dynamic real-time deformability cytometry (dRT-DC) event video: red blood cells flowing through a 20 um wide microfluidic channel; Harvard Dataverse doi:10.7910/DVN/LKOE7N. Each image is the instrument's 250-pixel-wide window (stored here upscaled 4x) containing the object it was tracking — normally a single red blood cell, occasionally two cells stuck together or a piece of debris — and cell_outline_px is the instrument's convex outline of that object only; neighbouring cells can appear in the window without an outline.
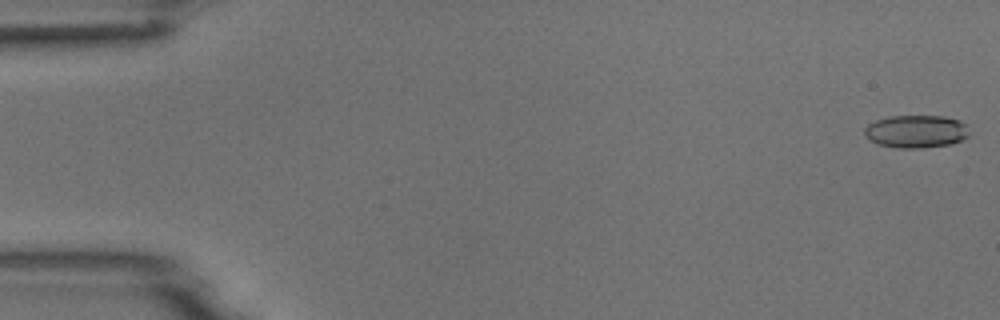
{"species": "common noctule bat (a hibernating species)", "species_latin": "Nyctalus noctula", "temperature_condition": "room temperature", "stored_images_in_passage": 6, "camera_frame_rate_fps": 3000, "um_per_image_px": 0.085, "animal": {"sex": "male", "body_mass_g": 18.8}, "frame": {"image": 1, "passage_image": 1, "time_ms": 0.0, "image_size_px": [1000, 320], "cell_outline_px": [[968, 136], [952, 144], [920, 148], [900, 148], [876, 144], [864, 132], [864, 128], [868, 124], [876, 120], [888, 116], [944, 116], [960, 120], [968, 124]], "centroid_in_image_um": [77.9, 11.16], "position_along_channel_um": 7.1, "area_um2": 20.06}}
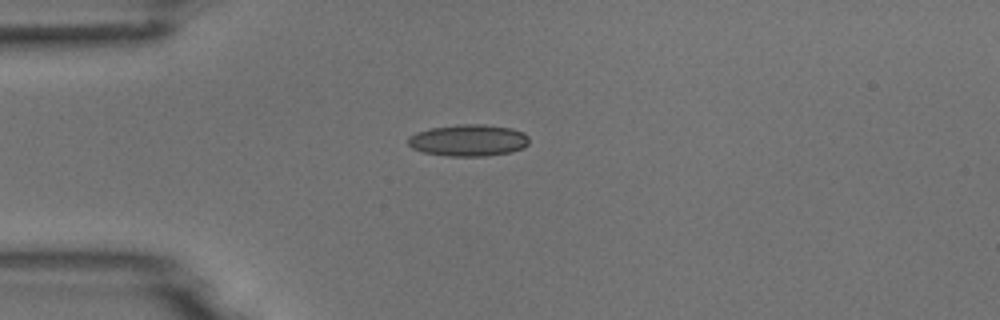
{"frame": {"image": 2, "passage_image": 4, "time_ms": 1.0, "image_size_px": [1000, 320], "cell_outline_px": [[528, 144], [524, 148], [512, 152], [484, 156], [448, 156], [424, 152], [412, 148], [408, 144], [408, 136], [416, 132], [432, 128], [460, 124], [484, 124], [512, 128], [524, 132], [528, 136]], "centroid_in_image_um": [39.84, 11.92], "position_along_channel_um": 45.2, "area_um2": 22.48}}
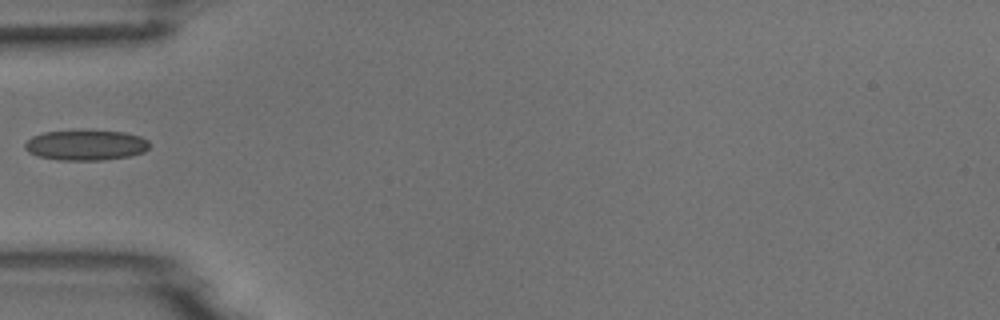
{"frame": {"image": 3, "passage_image": 5, "time_ms": 1.333, "image_size_px": [1000, 320], "cell_outline_px": [[148, 148], [144, 152], [132, 156], [100, 160], [60, 160], [36, 156], [28, 152], [24, 148], [24, 144], [32, 136], [44, 132], [80, 128], [124, 132], [140, 136], [148, 140]], "centroid_in_image_um": [7.27, 12.3], "position_along_channel_um": 77.7, "area_um2": 22.77}}